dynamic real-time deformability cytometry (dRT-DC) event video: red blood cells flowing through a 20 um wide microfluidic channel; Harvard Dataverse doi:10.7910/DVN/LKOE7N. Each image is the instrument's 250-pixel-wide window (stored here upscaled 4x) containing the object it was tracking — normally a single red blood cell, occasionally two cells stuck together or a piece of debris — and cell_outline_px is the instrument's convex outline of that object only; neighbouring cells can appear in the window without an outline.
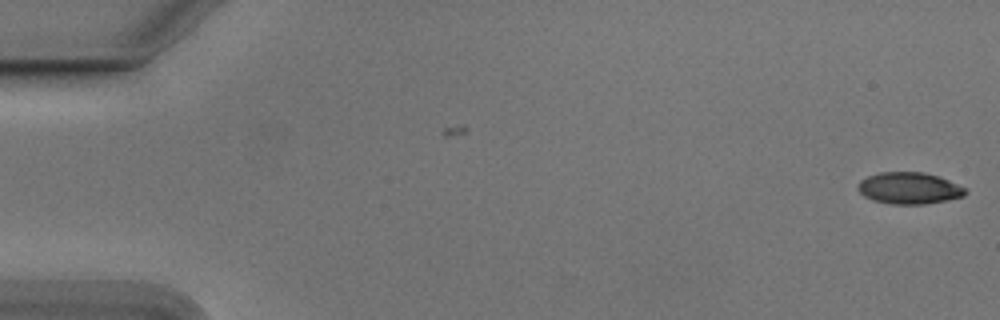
{"species": "Egyptian fruit bat (a non-hibernating species)", "species_latin": "Rousettus aegyptiacus", "temperature_condition": "cold", "stored_images_in_passage": 6, "camera_frame_rate_fps": 3000, "um_per_image_px": 0.085, "animal": {"sex": "male"}, "frame": {"image": 1, "passage_image": 6, "time_ms": 1.667, "image_size_px": [1000, 320], "cell_outline_px": [[968, 192], [964, 196], [924, 204], [892, 204], [872, 200], [864, 196], [856, 188], [860, 180], [868, 176], [880, 172], [924, 172], [940, 176], [968, 188]], "centroid_in_image_um": [77.3, 15.98], "position_along_channel_um": 7.7, "area_um2": 20.0}}